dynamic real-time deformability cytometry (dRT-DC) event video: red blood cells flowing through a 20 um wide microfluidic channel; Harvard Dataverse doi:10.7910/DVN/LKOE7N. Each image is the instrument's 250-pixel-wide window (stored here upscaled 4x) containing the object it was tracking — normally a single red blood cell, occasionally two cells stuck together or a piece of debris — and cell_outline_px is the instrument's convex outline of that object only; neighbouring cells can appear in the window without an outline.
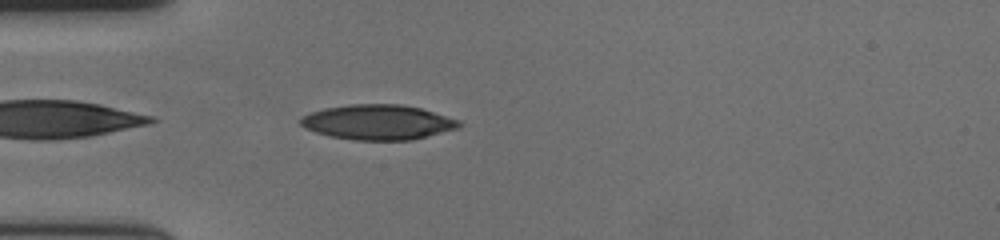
{"species": "human", "species_latin": "Homo sapiens", "temperature_condition": "cold", "stored_images_in_passage": 42, "camera_frame_rate_fps": 3000, "um_per_image_px": 0.085, "donor": {"sex": "female"}, "frame": {"image": 1, "passage_image": 2, "time_ms": 0.333, "image_size_px": [1000, 240], "cell_outline_px": [[464, 124], [460, 128], [412, 140], [352, 140], [332, 136], [316, 132], [300, 124], [300, 116], [324, 108], [348, 104], [400, 104], [420, 108], [460, 120]], "centroid_in_image_um": [32.16, 10.38], "position_along_channel_um": 52.8, "area_um2": 32.37}}
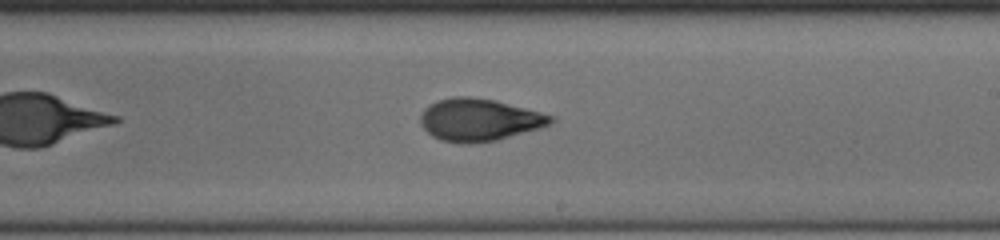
{"frame": {"image": 2, "passage_image": 19, "time_ms": 6.0, "image_size_px": [1000, 240], "cell_outline_px": [[556, 120], [540, 128], [496, 140], [472, 144], [460, 144], [440, 140], [432, 136], [420, 124], [420, 116], [424, 108], [428, 104], [452, 96], [468, 96], [496, 100], [556, 116]], "centroid_in_image_um": [40.72, 10.18], "position_along_channel_um": 248.3, "area_um2": 32.43}}
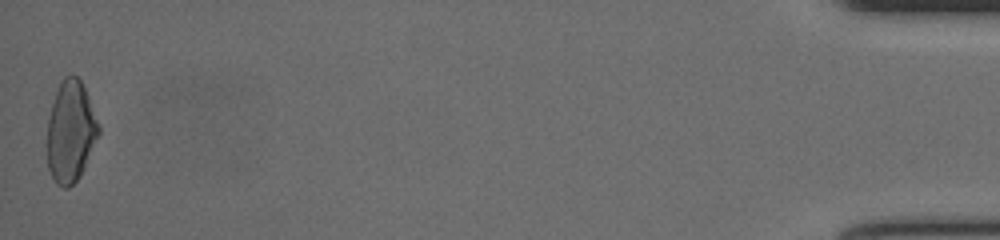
{"frame": {"image": 3, "passage_image": 42, "time_ms": 13.667, "image_size_px": [1000, 240], "cell_outline_px": [[100, 132], [80, 176], [68, 188], [64, 188], [56, 184], [48, 168], [48, 120], [52, 104], [60, 80], [64, 76], [72, 72], [80, 80], [84, 88], [100, 128]], "centroid_in_image_um": [5.99, 11.17], "position_along_channel_um": 429.2, "area_um2": 30.0}, "authors_computed_cell_mechanics": {"area_um2": 31.3276, "velocity_mm_per_s": 3.6415, "shape_relaxation_time_tau1_ms": 4.674, "shape_relaxation_time_tau2_ms": 1.6312, "deformation_change_tau1": 0.1944, "deformation_change_tau2": 0.0718}}